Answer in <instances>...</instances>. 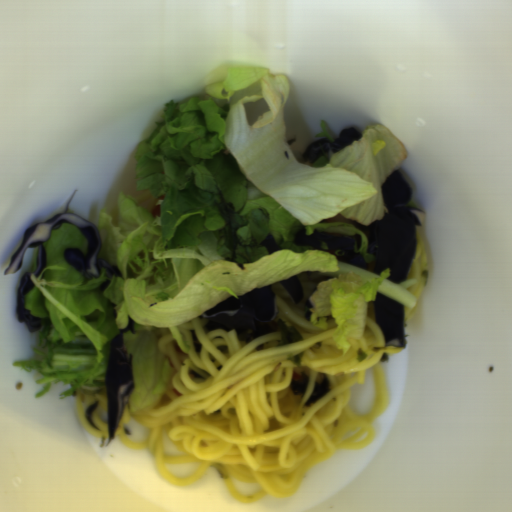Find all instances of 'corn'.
Instances as JSON below:
<instances>
[{
  "instance_id": "51d56268",
  "label": "corn",
  "mask_w": 512,
  "mask_h": 512,
  "mask_svg": "<svg viewBox=\"0 0 512 512\" xmlns=\"http://www.w3.org/2000/svg\"><path fill=\"white\" fill-rule=\"evenodd\" d=\"M385 146L386 142L384 140L378 139L377 141L373 142L371 144L373 155H377Z\"/></svg>"
}]
</instances>
